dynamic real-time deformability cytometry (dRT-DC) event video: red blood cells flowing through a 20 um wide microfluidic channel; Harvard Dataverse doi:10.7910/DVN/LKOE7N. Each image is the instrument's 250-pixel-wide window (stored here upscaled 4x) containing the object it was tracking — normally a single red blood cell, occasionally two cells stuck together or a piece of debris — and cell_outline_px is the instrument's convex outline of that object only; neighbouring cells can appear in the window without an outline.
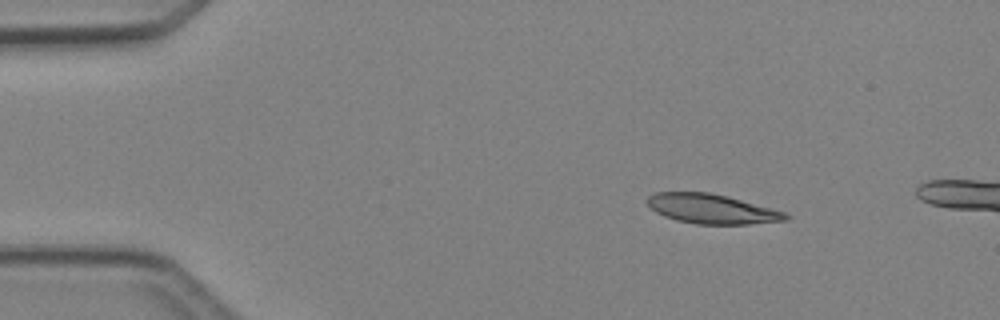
{"species": "Egyptian fruit bat (a non-hibernating species)", "species_latin": "Rousettus aegyptiacus", "temperature_condition": "cold", "stored_images_in_passage": 3, "camera_frame_rate_fps": 3000, "um_per_image_px": 0.085, "animal": {"sex": "female"}, "frame": {"image": 1, "passage_image": 1, "time_ms": 0.0, "image_size_px": [1000, 320], "cell_outline_px": [[792, 216], [788, 220], [748, 224], [696, 224], [676, 220], [664, 216], [656, 212], [644, 200], [648, 196], [656, 192], [708, 192], [740, 200], [784, 212]], "centroid_in_image_um": [60.46, 17.76], "position_along_channel_um": 24.5, "area_um2": 23.58}}